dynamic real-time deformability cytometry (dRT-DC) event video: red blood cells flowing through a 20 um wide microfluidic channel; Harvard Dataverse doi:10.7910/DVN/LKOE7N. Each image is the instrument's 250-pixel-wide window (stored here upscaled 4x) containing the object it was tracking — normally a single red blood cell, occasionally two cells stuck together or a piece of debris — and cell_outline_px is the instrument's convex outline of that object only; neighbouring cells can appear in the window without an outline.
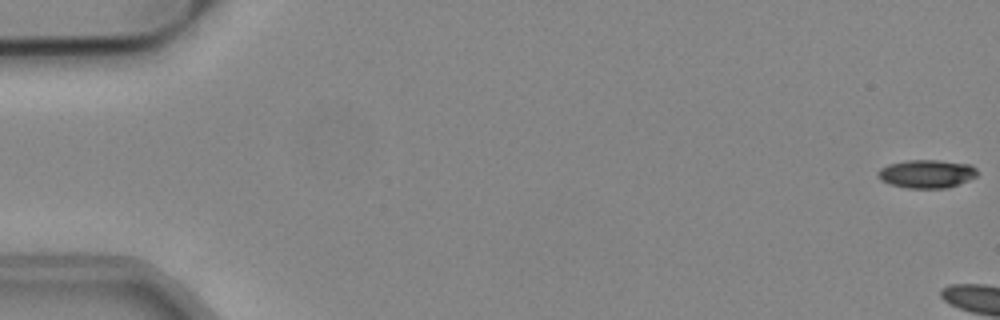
{"species": "common noctule bat (a hibernating species)", "species_latin": "Nyctalus noctula", "temperature_condition": "cold", "stored_images_in_passage": 5, "camera_frame_rate_fps": 3000, "um_per_image_px": 0.085, "animal": {"sex": "male", "body_mass_g": 19.2, "forearm_length_mm": 51.8}, "frame": {"image": 1, "passage_image": 1, "time_ms": 0.0, "image_size_px": [1000, 320], "cell_outline_px": [[976, 176], [968, 180], [948, 188], [908, 188], [888, 184], [880, 180], [876, 176], [876, 172], [880, 168], [888, 164], [904, 160], [936, 160], [972, 164], [976, 168]], "centroid_in_image_um": [78.71, 14.77], "position_along_channel_um": 6.3, "area_um2": 16.59}}